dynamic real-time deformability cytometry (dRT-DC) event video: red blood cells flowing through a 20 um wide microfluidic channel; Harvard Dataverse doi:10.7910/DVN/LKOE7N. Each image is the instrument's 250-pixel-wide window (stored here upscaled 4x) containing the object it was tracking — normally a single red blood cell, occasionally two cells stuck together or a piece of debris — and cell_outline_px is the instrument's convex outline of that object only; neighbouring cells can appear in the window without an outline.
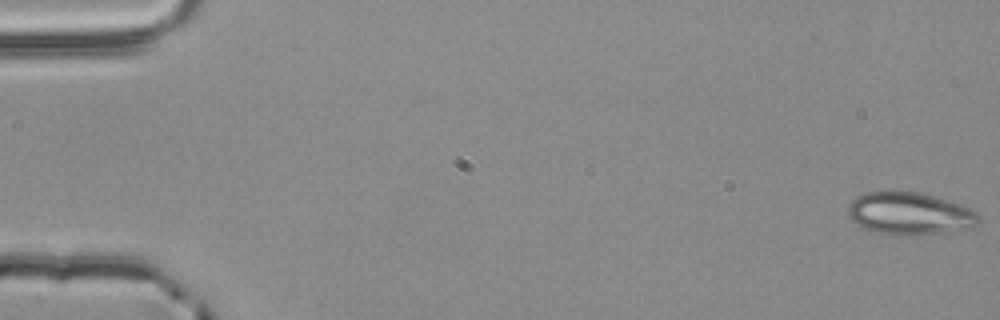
{"species": "common noctule bat (a hibernating species)", "species_latin": "Nyctalus noctula", "temperature_condition": "room temperature", "stored_images_in_passage": 55, "camera_frame_rate_fps": 3000, "um_per_image_px": 0.085, "animal": {"sex": "male", "body_mass_g": 20.4}, "frame": {"image": 1, "passage_image": 1, "time_ms": 0.0, "image_size_px": [1000, 320], "cell_outline_px": [[980, 220], [972, 228], [944, 232], [896, 236], [876, 232], [864, 228], [856, 224], [848, 216], [848, 204], [856, 196], [868, 192], [888, 188], [896, 188], [920, 192], [960, 204], [976, 212], [980, 216]], "centroid_in_image_um": [77.27, 18.11], "position_along_channel_um": 7.7, "area_um2": 33.06}}
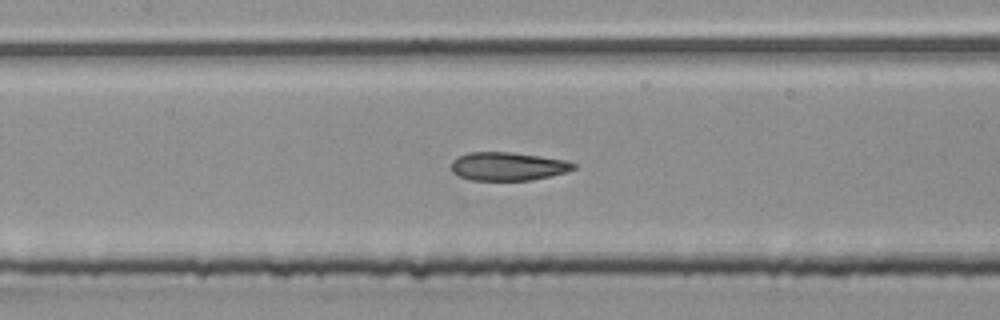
{"frame": {"image": 2, "passage_image": 26, "time_ms": 8.333, "image_size_px": [1000, 320], "cell_outline_px": [[576, 168], [568, 172], [552, 176], [532, 180], [468, 180], [452, 172], [452, 160], [456, 156], [468, 152], [512, 152], [540, 156], [564, 160], [576, 164]], "centroid_in_image_um": [43.17, 14.14], "position_along_channel_um": 164.2, "area_um2": 20.4}}
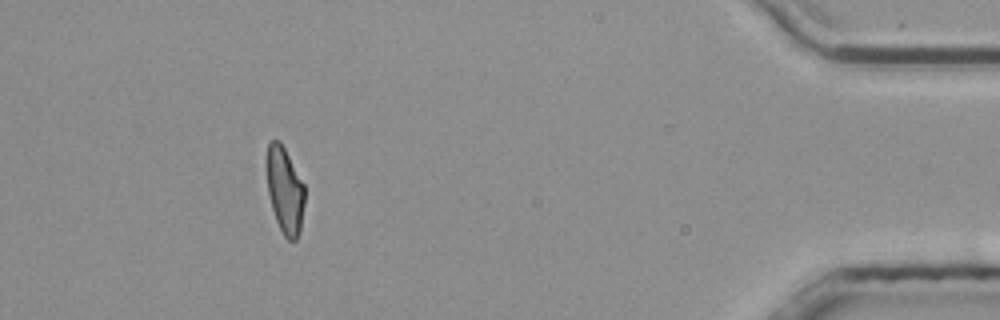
{"frame": {"image": 3, "passage_image": 50, "time_ms": 16.333, "image_size_px": [1000, 320], "cell_outline_px": [[304, 204], [300, 232], [296, 240], [288, 240], [284, 236], [276, 220], [272, 208], [268, 192], [264, 164], [264, 160], [268, 140], [280, 140], [304, 184]], "centroid_in_image_um": [24.17, 16.11], "position_along_channel_um": 411.0, "area_um2": 19.59}, "authors_computed_cell_mechanics": {"area_um2": 20.7502, "velocity_mm_per_s": 3.8672, "shape_relaxation_time_tau1_ms": 11.356, "shape_relaxation_time_tau2_ms": 2.2082, "deformation_change_tau1": 0.2513, "deformation_change_tau2": 0.0804}}